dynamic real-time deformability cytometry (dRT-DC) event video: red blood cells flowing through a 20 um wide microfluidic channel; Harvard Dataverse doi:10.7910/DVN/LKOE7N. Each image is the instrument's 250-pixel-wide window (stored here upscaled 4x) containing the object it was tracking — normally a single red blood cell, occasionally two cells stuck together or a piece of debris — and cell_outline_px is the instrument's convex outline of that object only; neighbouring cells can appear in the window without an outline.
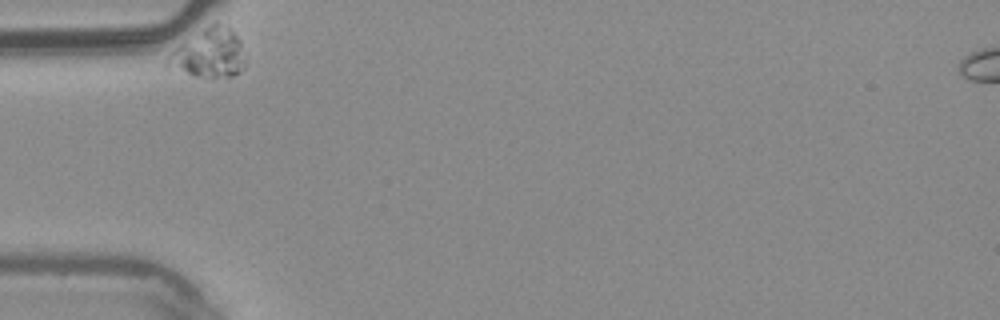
{"species": "common noctule bat (a hibernating species)", "species_latin": "Nyctalus noctula", "temperature_condition": "warm", "stored_images_in_passage": 4, "camera_frame_rate_fps": 3000, "um_per_image_px": 0.085, "animal": {"sex": "male", "body_mass_g": 20.4}, "frame": {"image": 1, "passage_image": 1, "time_ms": 0.0, "image_size_px": [1000, 320], "cell_outline_px": [[244, 68], [240, 72], [232, 76], [196, 76], [164, 68], [164, 64], [172, 52], [180, 44], [216, 20], [228, 28], [240, 40], [244, 60]], "centroid_in_image_um": [17.74, 4.54], "position_along_channel_um": 67.3, "area_um2": 21.79}}
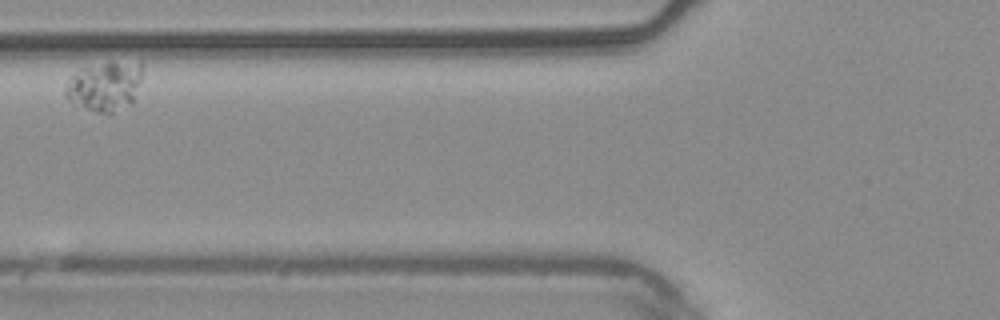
{"frame": {"image": 2, "passage_image": 2, "time_ms": 0.333, "image_size_px": [1000, 320], "cell_outline_px": [[140, 80], [136, 100], [132, 104], [112, 112], [96, 112], [68, 100], [64, 96], [64, 88], [68, 80], [80, 68], [104, 64], [140, 60]], "centroid_in_image_um": [8.91, 7.33], "position_along_channel_um": 116.9, "area_um2": 21.96}}
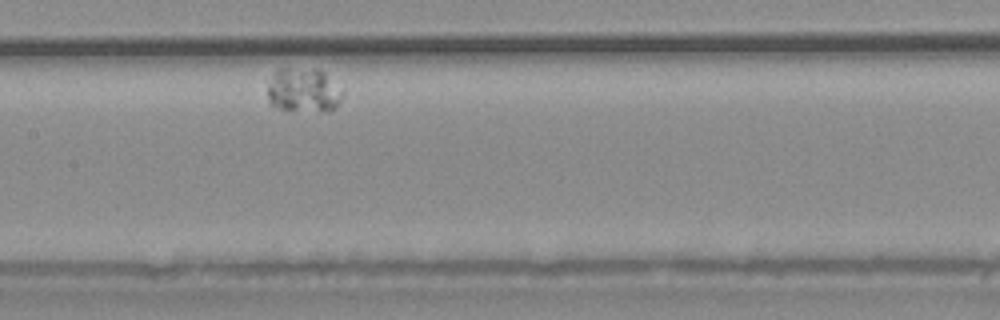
{"frame": {"image": 3, "passage_image": 4, "time_ms": 1.0, "image_size_px": [1000, 320], "cell_outline_px": [[344, 92], [336, 108], [332, 112], [292, 112], [280, 108], [272, 104], [268, 100], [268, 80], [280, 68], [316, 68], [324, 72], [344, 88]], "centroid_in_image_um": [25.85, 7.7], "position_along_channel_um": 181.5, "area_um2": 20.23}}